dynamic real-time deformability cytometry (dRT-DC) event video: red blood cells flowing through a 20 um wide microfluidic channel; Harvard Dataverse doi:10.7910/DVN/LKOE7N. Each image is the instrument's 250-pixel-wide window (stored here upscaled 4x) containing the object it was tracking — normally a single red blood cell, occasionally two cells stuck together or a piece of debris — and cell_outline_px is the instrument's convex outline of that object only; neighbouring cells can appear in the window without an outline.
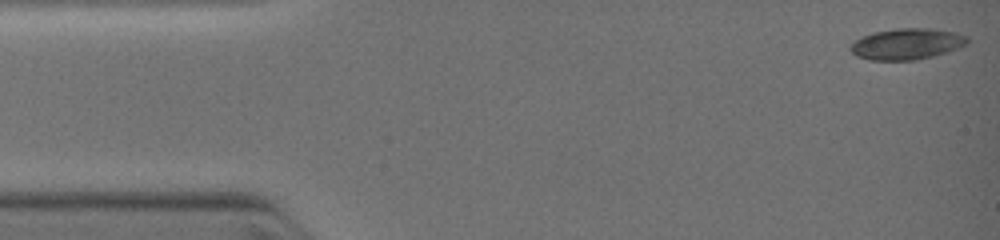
{"species": "common noctule bat (a hibernating species)", "species_latin": "Nyctalus noctula", "temperature_condition": "warm", "stored_images_in_passage": 18, "camera_frame_rate_fps": 3000, "um_per_image_px": 0.085, "animal": {"sex": "female", "body_mass_g": 19.0, "forearm_length_mm": 51.5}, "frame": {"image": 1, "passage_image": 1, "time_ms": 0.0, "image_size_px": [1000, 240], "cell_outline_px": [[968, 44], [948, 52], [916, 60], [868, 60], [856, 56], [848, 48], [856, 40], [872, 32], [896, 28], [928, 28], [956, 32], [968, 36]], "centroid_in_image_um": [77.09, 3.73], "position_along_channel_um": 7.9, "area_um2": 21.33}}
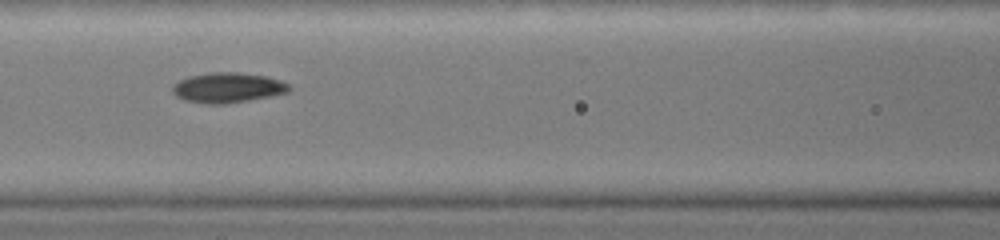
{"frame": {"image": 2, "passage_image": 16, "time_ms": 5.0, "image_size_px": [1000, 240], "cell_outline_px": [[292, 88], [288, 92], [272, 96], [224, 104], [208, 104], [184, 100], [176, 96], [172, 92], [172, 88], [180, 80], [192, 76], [212, 72], [236, 72], [264, 76], [280, 80], [288, 84]], "centroid_in_image_um": [19.37, 7.46], "position_along_channel_um": 147.2, "area_um2": 20.23}}
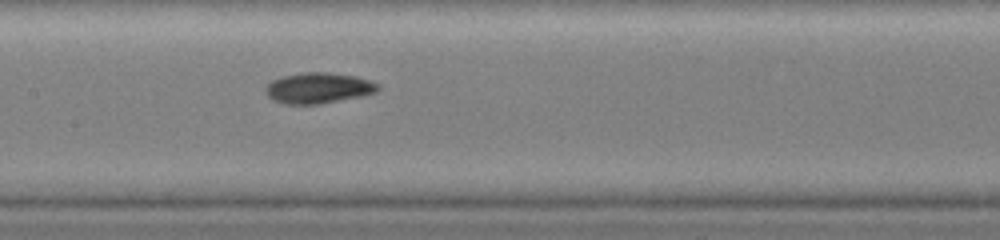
{"frame": {"image": 3, "passage_image": 18, "time_ms": 5.667, "image_size_px": [1000, 240], "cell_outline_px": [[380, 88], [376, 92], [360, 96], [320, 104], [288, 104], [272, 100], [264, 92], [264, 88], [272, 80], [284, 76], [304, 72], [328, 72], [356, 76], [380, 84]], "centroid_in_image_um": [27.05, 7.48], "position_along_channel_um": 180.4, "area_um2": 20.11}}